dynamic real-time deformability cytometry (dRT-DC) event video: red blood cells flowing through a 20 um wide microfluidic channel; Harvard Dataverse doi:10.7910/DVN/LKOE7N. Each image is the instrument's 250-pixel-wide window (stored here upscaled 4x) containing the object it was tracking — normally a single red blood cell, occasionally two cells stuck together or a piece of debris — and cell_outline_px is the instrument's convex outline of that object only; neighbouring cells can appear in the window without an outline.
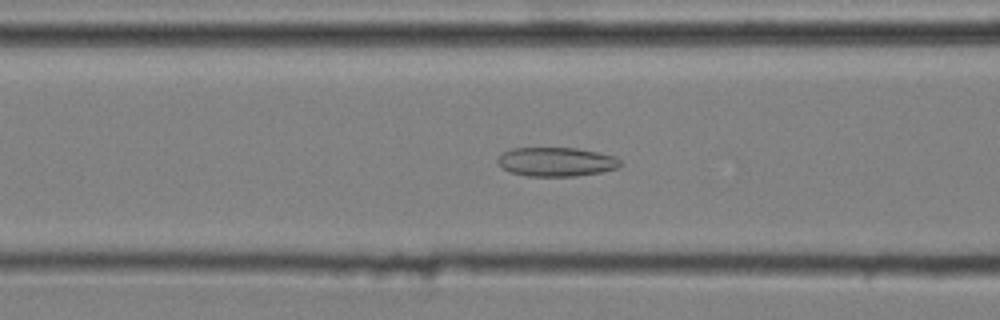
{"species": "common noctule bat (a hibernating species)", "species_latin": "Nyctalus noctula", "temperature_condition": "cold", "stored_images_in_passage": 53, "camera_frame_rate_fps": 3000, "um_per_image_px": 0.085, "animal": {"sex": "male", "body_mass_g": 20.4}, "frame": {"image": 1, "passage_image": 21, "time_ms": 6.667, "image_size_px": [1000, 320], "cell_outline_px": [[624, 164], [616, 168], [600, 172], [576, 176], [528, 176], [512, 172], [496, 164], [496, 160], [504, 152], [512, 148], [576, 148], [616, 156]], "centroid_in_image_um": [47.3, 13.75], "position_along_channel_um": 119.3, "area_um2": 20.69}}
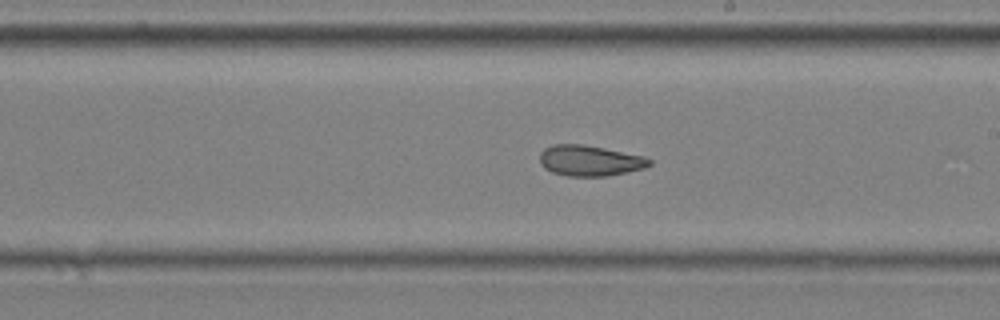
{"frame": {"image": 2, "passage_image": 31, "time_ms": 10.0, "image_size_px": [1000, 320], "cell_outline_px": [[652, 164], [644, 168], [608, 176], [568, 176], [552, 172], [544, 168], [540, 164], [540, 152], [544, 148], [552, 144], [584, 144], [644, 156], [652, 160]], "centroid_in_image_um": [50.12, 13.65], "position_along_channel_um": 238.9, "area_um2": 19.71}}
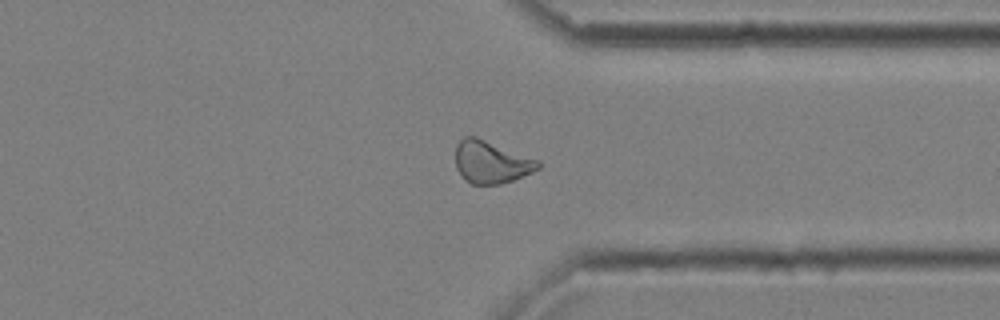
{"frame": {"image": 3, "passage_image": 42, "time_ms": 13.667, "image_size_px": [1000, 320], "cell_outline_px": [[540, 168], [532, 172], [512, 180], [500, 184], [472, 184], [464, 180], [456, 168], [456, 144], [464, 136], [476, 136], [540, 160]], "centroid_in_image_um": [41.74, 13.77], "position_along_channel_um": 369.7, "area_um2": 20.52}, "authors_computed_cell_mechanics": {"area_um2": 20.6346, "velocity_mm_per_s": 3.592, "shape_relaxation_time_tau1_ms": null, "shape_relaxation_time_tau2_ms": 2.5472, "deformation_change_tau1": null, "deformation_change_tau2": 0.0874}}